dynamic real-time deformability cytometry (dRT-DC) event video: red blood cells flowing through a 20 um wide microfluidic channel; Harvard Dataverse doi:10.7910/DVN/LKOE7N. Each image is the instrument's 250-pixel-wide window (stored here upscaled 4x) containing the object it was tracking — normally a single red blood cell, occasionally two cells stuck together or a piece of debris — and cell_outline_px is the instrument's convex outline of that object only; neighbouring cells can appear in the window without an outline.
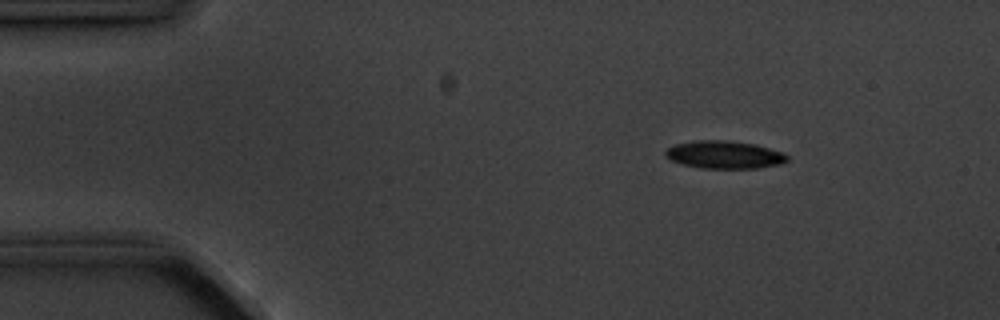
{"species": "common noctule bat (a hibernating species)", "species_latin": "Nyctalus noctula", "temperature_condition": "cold", "stored_images_in_passage": 5, "camera_frame_rate_fps": 3000, "um_per_image_px": 0.085, "animal": {"sex": "male", "body_mass_g": 20.1, "forearm_length_mm": 53.5}, "frame": {"image": 1, "passage_image": 2, "time_ms": 1.0, "image_size_px": [1000, 320], "cell_outline_px": [[788, 160], [780, 164], [756, 168], [700, 168], [680, 164], [664, 156], [664, 152], [668, 148], [676, 144], [696, 140], [728, 140], [752, 144], [784, 152], [788, 156]], "centroid_in_image_um": [61.55, 13.15], "position_along_channel_um": 23.5, "area_um2": 19.65}}
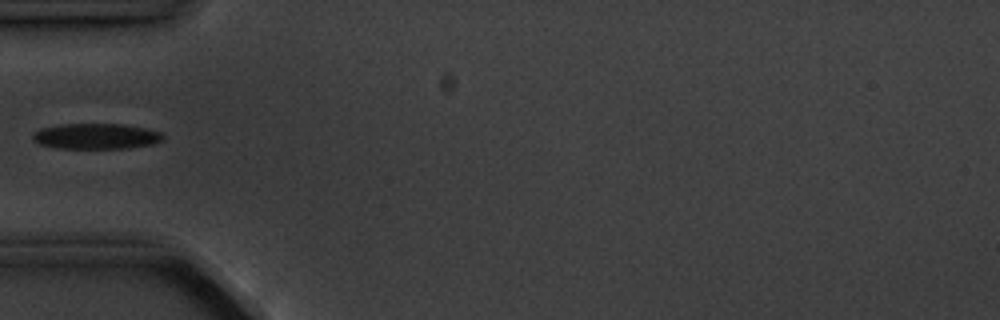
{"frame": {"image": 2, "passage_image": 5, "time_ms": 4.333, "image_size_px": [1000, 320], "cell_outline_px": [[164, 140], [152, 144], [128, 148], [60, 148], [40, 144], [32, 140], [32, 136], [40, 128], [60, 124], [124, 124], [144, 128], [160, 132], [164, 136]], "centroid_in_image_um": [8.18, 11.57], "position_along_channel_um": 76.8, "area_um2": 19.36}}